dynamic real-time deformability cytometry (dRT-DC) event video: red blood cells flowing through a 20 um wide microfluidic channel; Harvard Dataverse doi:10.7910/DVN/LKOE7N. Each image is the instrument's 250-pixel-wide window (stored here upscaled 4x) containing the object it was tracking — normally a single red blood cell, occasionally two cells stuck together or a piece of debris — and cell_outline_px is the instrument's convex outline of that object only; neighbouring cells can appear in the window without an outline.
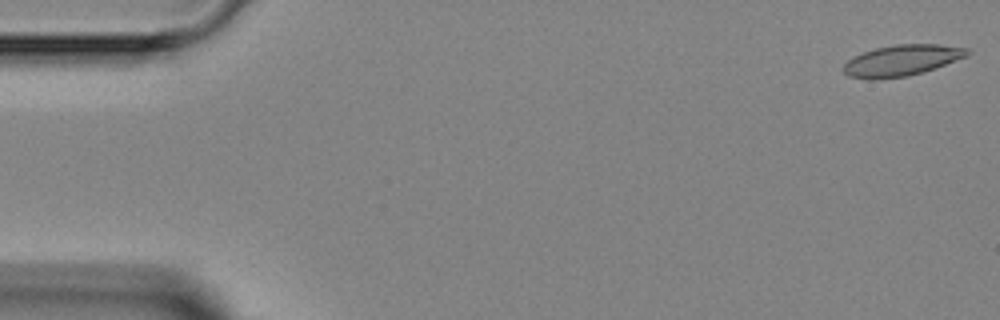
{"species": "Egyptian fruit bat (a non-hibernating species)", "species_latin": "Rousettus aegyptiacus", "temperature_condition": "room temperature", "stored_images_in_passage": 5, "camera_frame_rate_fps": 3000, "um_per_image_px": 0.085, "animal": {"sex": "female"}, "frame": {"image": 1, "passage_image": 1, "time_ms": 0.0, "image_size_px": [1000, 320], "cell_outline_px": [[972, 52], [968, 56], [936, 68], [908, 76], [876, 80], [868, 80], [848, 76], [840, 68], [852, 56], [876, 48], [892, 44], [940, 44], [968, 48]], "centroid_in_image_um": [76.64, 5.14], "position_along_channel_um": 8.4, "area_um2": 22.83}}
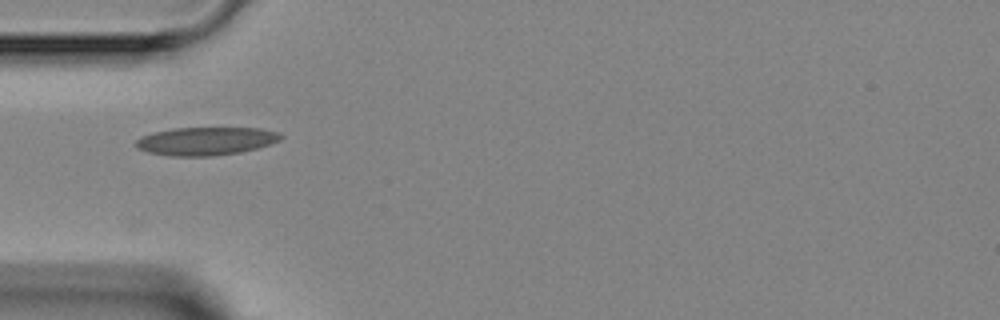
{"frame": {"image": 2, "passage_image": 5, "time_ms": 4.667, "image_size_px": [1000, 320], "cell_outline_px": [[284, 136], [280, 140], [256, 148], [240, 152], [212, 156], [172, 156], [148, 152], [136, 148], [136, 140], [140, 136], [152, 132], [176, 128], [260, 128], [280, 132]], "centroid_in_image_um": [17.49, 11.99], "position_along_channel_um": 67.5, "area_um2": 23.76}}